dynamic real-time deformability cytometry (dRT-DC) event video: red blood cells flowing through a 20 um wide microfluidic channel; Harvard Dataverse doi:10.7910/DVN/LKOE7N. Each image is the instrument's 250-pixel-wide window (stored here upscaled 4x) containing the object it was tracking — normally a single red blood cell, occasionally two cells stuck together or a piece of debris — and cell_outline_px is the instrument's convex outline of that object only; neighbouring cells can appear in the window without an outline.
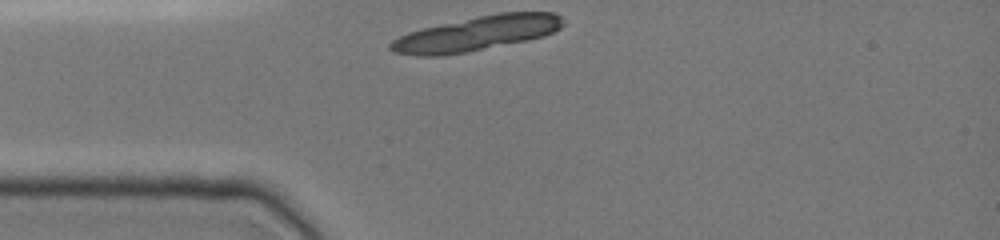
{"species": "common noctule bat (a hibernating species)", "species_latin": "Nyctalus noctula", "temperature_condition": "cold", "stored_images_in_passage": 29, "segment_of_instrument_passage": [1, 2], "camera_frame_rate_fps": 3000, "um_per_image_px": 0.085, "animal": {"sex": "female", "body_mass_g": 19.0, "forearm_length_mm": 51.5}, "frame": {"image": 1, "passage_image": 1, "time_ms": 0.0, "image_size_px": [1000, 240], "cell_outline_px": [[564, 24], [560, 28], [544, 36], [528, 40], [464, 52], [440, 56], [416, 56], [392, 52], [388, 48], [388, 44], [392, 40], [408, 32], [424, 28], [480, 16], [500, 12], [552, 12], [560, 16], [564, 20]], "centroid_in_image_um": [40.51, 2.85], "position_along_channel_um": 44.5, "area_um2": 34.39}}